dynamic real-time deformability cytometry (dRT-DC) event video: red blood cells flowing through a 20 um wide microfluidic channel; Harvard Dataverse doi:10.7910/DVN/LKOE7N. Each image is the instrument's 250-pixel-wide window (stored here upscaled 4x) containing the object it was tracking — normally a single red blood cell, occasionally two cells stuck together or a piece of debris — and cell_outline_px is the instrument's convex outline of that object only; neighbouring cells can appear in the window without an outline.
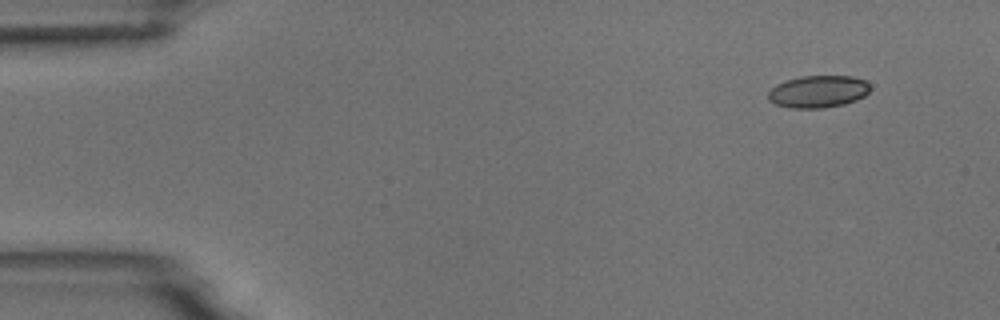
{"species": "common noctule bat (a hibernating species)", "species_latin": "Nyctalus noctula", "temperature_condition": "room temperature", "stored_images_in_passage": 5, "camera_frame_rate_fps": 3000, "um_per_image_px": 0.085, "animal": {"sex": "male", "body_mass_g": 18.8}, "frame": {"image": 1, "passage_image": 1, "time_ms": 0.0, "image_size_px": [1000, 320], "cell_outline_px": [[872, 88], [864, 96], [856, 100], [844, 104], [824, 108], [792, 108], [776, 104], [768, 100], [768, 92], [776, 84], [800, 76], [852, 76], [864, 80]], "centroid_in_image_um": [69.55, 7.78], "position_along_channel_um": 15.5, "area_um2": 19.13}}
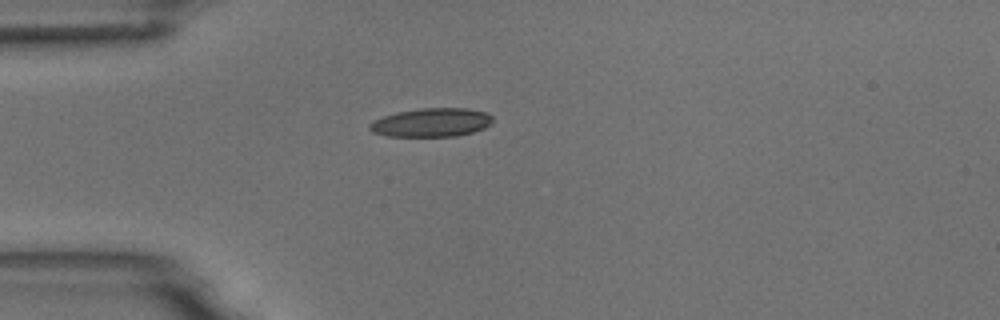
{"frame": {"image": 2, "passage_image": 4, "time_ms": 3.333, "image_size_px": [1000, 320], "cell_outline_px": [[492, 124], [484, 128], [472, 132], [456, 136], [388, 136], [372, 132], [368, 128], [368, 124], [384, 116], [396, 112], [420, 108], [468, 108], [488, 112], [492, 116]], "centroid_in_image_um": [36.7, 10.4], "position_along_channel_um": 48.3, "area_um2": 20.63}}